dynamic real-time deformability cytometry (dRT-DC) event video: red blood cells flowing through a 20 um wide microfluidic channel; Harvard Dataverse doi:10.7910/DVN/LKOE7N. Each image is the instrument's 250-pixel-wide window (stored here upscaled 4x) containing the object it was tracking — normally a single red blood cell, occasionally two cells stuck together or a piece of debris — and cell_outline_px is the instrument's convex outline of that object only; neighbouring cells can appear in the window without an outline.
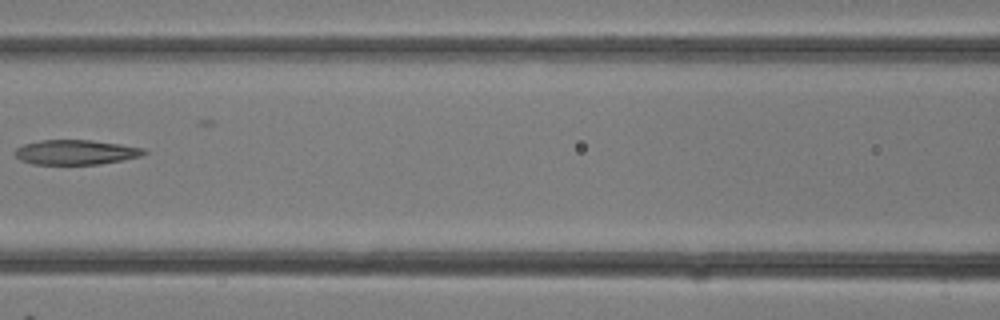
{"species": "common noctule bat (a hibernating species)", "species_latin": "Nyctalus noctula", "temperature_condition": "room temperature", "stored_images_in_passage": 10, "camera_frame_rate_fps": 3000, "um_per_image_px": 0.085, "animal": {"sex": "female"}, "frame": {"image": 1, "passage_image": 9, "time_ms": 2.667, "image_size_px": [1000, 320], "cell_outline_px": [[148, 152], [140, 156], [100, 164], [32, 164], [20, 160], [12, 152], [16, 148], [24, 144], [40, 140], [92, 140], [120, 144], [144, 148]], "centroid_in_image_um": [6.4, 12.93], "position_along_channel_um": 160.2, "area_um2": 18.61}}